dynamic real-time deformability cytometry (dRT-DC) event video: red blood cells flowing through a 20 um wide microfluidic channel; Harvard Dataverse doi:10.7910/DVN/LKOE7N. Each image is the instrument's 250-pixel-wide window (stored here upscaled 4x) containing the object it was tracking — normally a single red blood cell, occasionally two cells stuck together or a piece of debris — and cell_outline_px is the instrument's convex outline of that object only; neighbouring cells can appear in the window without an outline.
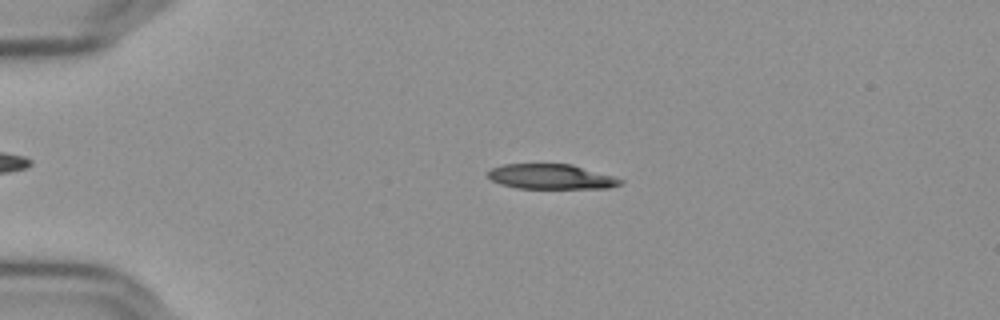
{"species": "Egyptian fruit bat (a non-hibernating species)", "species_latin": "Rousettus aegyptiacus", "temperature_condition": "cold", "stored_images_in_passage": 56, "camera_frame_rate_fps": 3000, "um_per_image_px": 0.085, "frame": {"image": 1, "passage_image": 13, "time_ms": 4.0, "image_size_px": [1000, 320], "cell_outline_px": [[624, 184], [608, 188], [516, 188], [500, 184], [492, 180], [484, 172], [492, 168], [504, 164], [572, 164], [612, 176], [624, 180]], "centroid_in_image_um": [46.83, 15.02], "position_along_channel_um": 38.2, "area_um2": 19.31}}
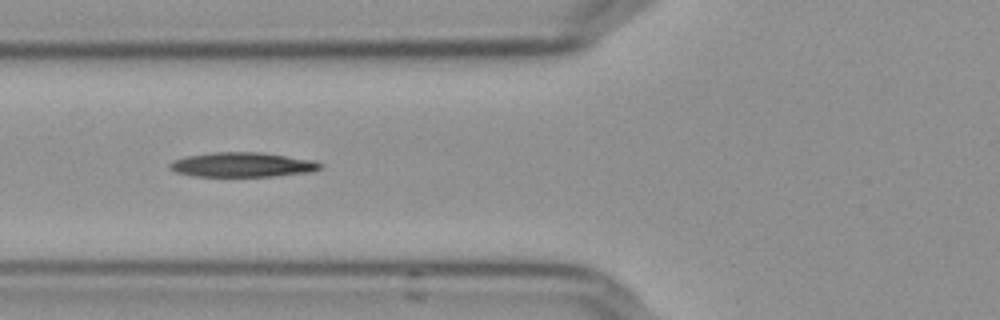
{"frame": {"image": 2, "passage_image": 22, "time_ms": 7.0, "image_size_px": [1000, 320], "cell_outline_px": [[324, 168], [312, 172], [276, 176], [192, 176], [176, 172], [168, 168], [168, 164], [172, 160], [184, 156], [212, 152], [260, 152], [316, 160], [324, 164]], "centroid_in_image_um": [20.63, 14.0], "position_along_channel_um": 105.2, "area_um2": 22.02}}
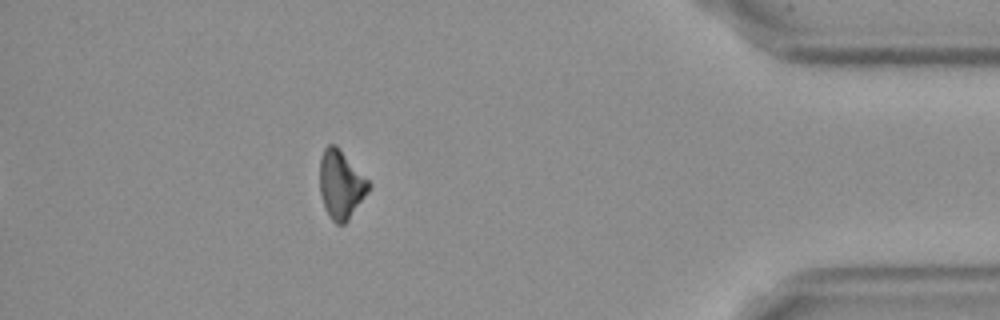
{"frame": {"image": 3, "passage_image": 50, "time_ms": 16.333, "image_size_px": [1000, 320], "cell_outline_px": [[372, 184], [368, 192], [348, 220], [344, 224], [336, 224], [332, 220], [324, 208], [320, 192], [320, 156], [324, 148], [328, 144], [336, 144]], "centroid_in_image_um": [28.97, 15.67], "position_along_channel_um": 406.2, "area_um2": 19.54}, "authors_computed_cell_mechanics": {"area_um2": 20.4612, "velocity_mm_per_s": 3.6544, "shape_relaxation_time_tau1_ms": 4.1771, "shape_relaxation_time_tau2_ms": null, "deformation_change_tau1": 0.1051, "deformation_change_tau2": null}}